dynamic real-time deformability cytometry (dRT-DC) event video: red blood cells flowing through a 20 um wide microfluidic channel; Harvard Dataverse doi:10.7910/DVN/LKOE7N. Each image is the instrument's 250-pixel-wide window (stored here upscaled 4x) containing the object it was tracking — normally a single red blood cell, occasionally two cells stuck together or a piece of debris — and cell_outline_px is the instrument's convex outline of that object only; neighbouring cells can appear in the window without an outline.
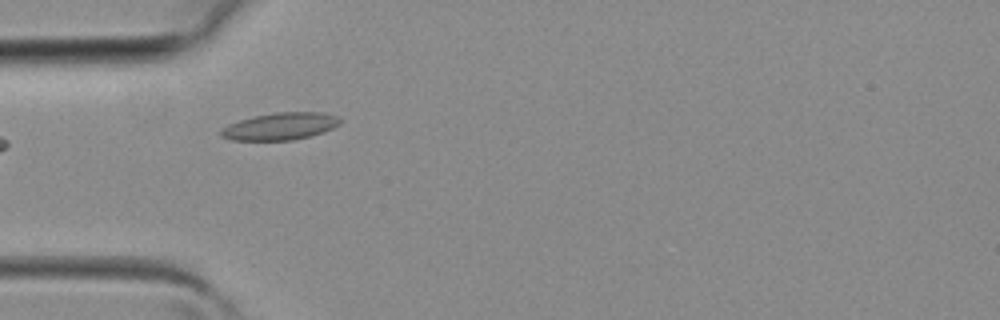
{"species": "common noctule bat (a hibernating species)", "species_latin": "Nyctalus noctula", "temperature_condition": "room temperature", "stored_images_in_passage": 5, "camera_frame_rate_fps": 3000, "um_per_image_px": 0.085, "animal": {"sex": "female", "body_mass_g": 19.3, "forearm_length_mm": 54.1}, "frame": {"image": 1, "passage_image": 1, "time_ms": 0.0, "image_size_px": [1000, 320], "cell_outline_px": [[344, 120], [340, 124], [324, 132], [292, 140], [232, 140], [220, 136], [220, 128], [228, 124], [240, 120], [256, 116], [276, 112], [324, 112], [336, 116]], "centroid_in_image_um": [23.83, 10.73], "position_along_channel_um": 61.2, "area_um2": 18.9}}